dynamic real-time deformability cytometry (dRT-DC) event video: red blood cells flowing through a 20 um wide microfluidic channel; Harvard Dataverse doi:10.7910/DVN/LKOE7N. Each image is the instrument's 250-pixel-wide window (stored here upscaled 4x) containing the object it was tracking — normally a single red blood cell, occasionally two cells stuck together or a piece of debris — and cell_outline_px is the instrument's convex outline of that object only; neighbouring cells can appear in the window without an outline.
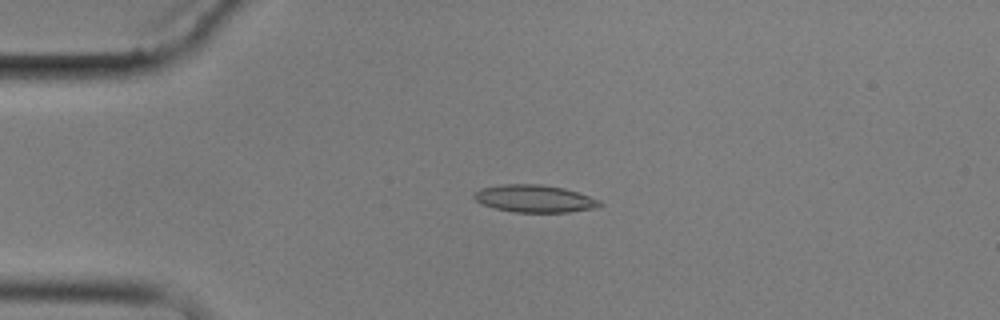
{"species": "common noctule bat (a hibernating species)", "species_latin": "Nyctalus noctula", "temperature_condition": "cold", "stored_images_in_passage": 4, "camera_frame_rate_fps": 3000, "um_per_image_px": 0.085, "animal": {"sex": "male", "body_mass_g": 17.9}, "frame": {"image": 1, "passage_image": 4, "time_ms": 3.667, "image_size_px": [1000, 320], "cell_outline_px": [[604, 204], [592, 208], [568, 212], [516, 212], [496, 208], [484, 204], [476, 200], [472, 196], [480, 188], [500, 184], [540, 184], [564, 188], [600, 200]], "centroid_in_image_um": [45.42, 16.87], "position_along_channel_um": 39.6, "area_um2": 19.83}}